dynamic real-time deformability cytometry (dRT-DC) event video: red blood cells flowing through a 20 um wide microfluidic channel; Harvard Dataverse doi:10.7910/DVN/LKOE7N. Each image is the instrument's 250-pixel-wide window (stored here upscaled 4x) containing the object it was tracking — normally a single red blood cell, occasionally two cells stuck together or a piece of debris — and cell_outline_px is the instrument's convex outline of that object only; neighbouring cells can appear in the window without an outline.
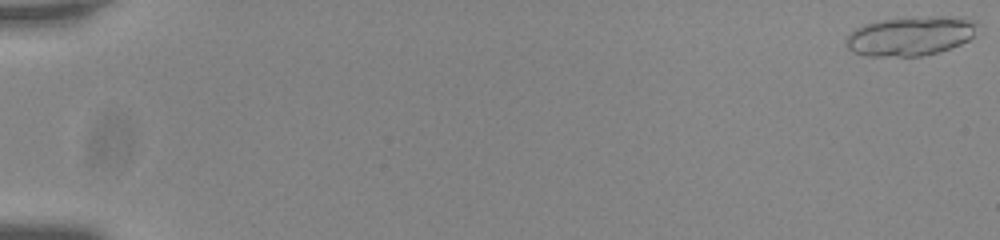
{"species": "common noctule bat (a hibernating species)", "species_latin": "Nyctalus noctula", "temperature_condition": "room temperature", "stored_images_in_passage": 23, "camera_frame_rate_fps": 3000, "um_per_image_px": 0.085, "animal": {"sex": "male", "body_mass_g": 20.0, "forearm_length_mm": 53.3}, "frame": {"image": 1, "passage_image": 1, "time_ms": 0.0, "image_size_px": [1000, 240], "cell_outline_px": [[976, 24], [972, 36], [968, 40], [960, 44], [936, 52], [920, 56], [868, 56], [852, 52], [844, 44], [848, 36], [856, 28], [864, 24], [880, 20], [936, 16], [964, 16], [976, 20]], "centroid_in_image_um": [77.38, 3.05], "position_along_channel_um": 7.6, "area_um2": 29.88}}